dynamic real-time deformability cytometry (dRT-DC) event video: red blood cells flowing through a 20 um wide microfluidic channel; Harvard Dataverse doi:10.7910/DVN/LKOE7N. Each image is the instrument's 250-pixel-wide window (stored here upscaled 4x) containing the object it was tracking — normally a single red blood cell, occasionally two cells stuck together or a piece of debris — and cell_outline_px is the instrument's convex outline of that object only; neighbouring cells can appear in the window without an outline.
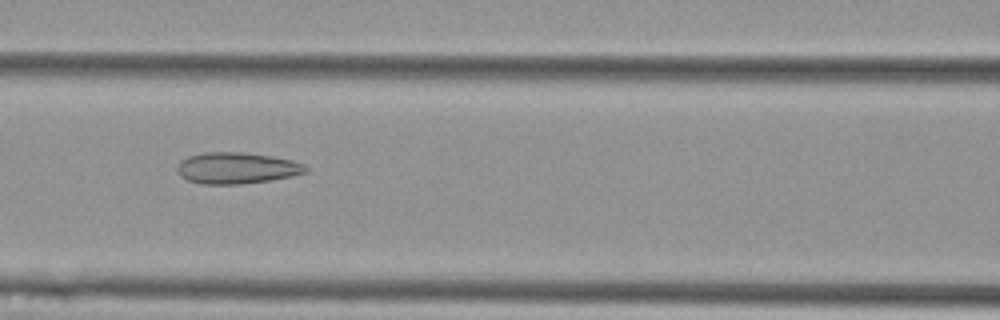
{"species": "Egyptian fruit bat (a non-hibernating species)", "species_latin": "Rousettus aegyptiacus", "temperature_condition": "cold", "stored_images_in_passage": 7, "camera_frame_rate_fps": 3000, "um_per_image_px": 0.085, "animal": {"sex": "female"}, "frame": {"image": 1, "passage_image": 4, "time_ms": 1.0, "image_size_px": [1000, 320], "cell_outline_px": [[308, 172], [292, 176], [268, 180], [240, 184], [200, 184], [188, 180], [180, 176], [176, 168], [180, 160], [188, 156], [204, 152], [244, 152], [272, 156], [292, 160], [304, 164], [308, 168]], "centroid_in_image_um": [20.1, 14.28], "position_along_channel_um": 146.5, "area_um2": 23.58}}
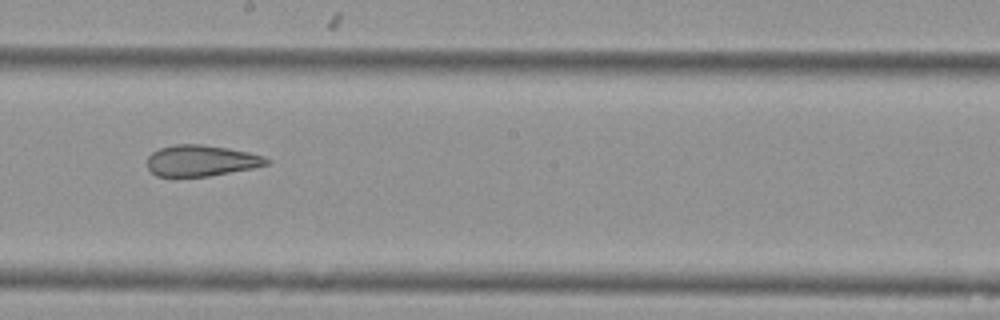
{"frame": {"image": 2, "passage_image": 6, "time_ms": 1.667, "image_size_px": [1000, 320], "cell_outline_px": [[272, 160], [268, 164], [252, 168], [208, 176], [156, 176], [148, 168], [148, 156], [152, 152], [160, 148], [176, 144], [200, 144], [228, 148], [248, 152], [264, 156]], "centroid_in_image_um": [17.11, 13.65], "position_along_channel_um": 231.1, "area_um2": 21.5}}
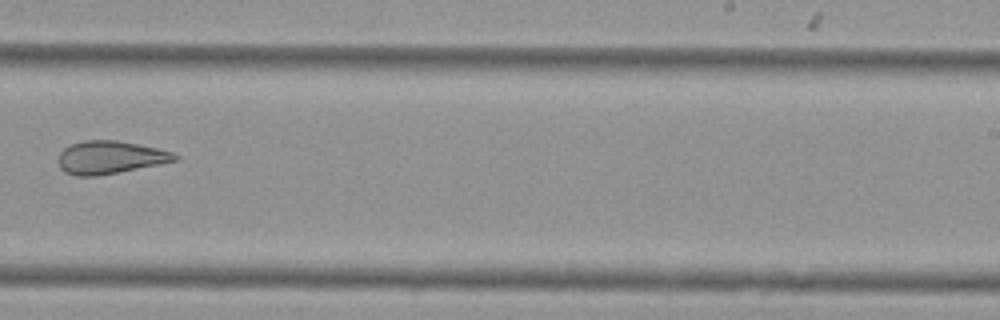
{"frame": {"image": 3, "passage_image": 7, "time_ms": 2.0, "image_size_px": [1000, 320], "cell_outline_px": [[180, 160], [120, 172], [96, 176], [76, 176], [64, 172], [60, 168], [60, 152], [64, 148], [72, 144], [84, 140], [116, 140], [156, 148], [172, 152], [180, 156]], "centroid_in_image_um": [9.38, 13.39], "position_along_channel_um": 279.6, "area_um2": 22.25}}